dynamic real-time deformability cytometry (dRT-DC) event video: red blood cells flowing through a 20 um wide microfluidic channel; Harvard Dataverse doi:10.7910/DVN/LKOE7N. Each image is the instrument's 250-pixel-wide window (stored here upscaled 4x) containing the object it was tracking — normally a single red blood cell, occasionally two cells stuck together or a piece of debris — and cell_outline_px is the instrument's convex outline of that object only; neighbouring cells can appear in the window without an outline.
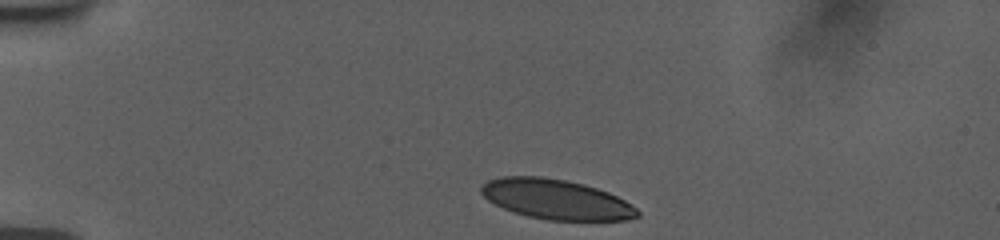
{"species": "human", "species_latin": "Homo sapiens", "temperature_condition": "room temperature", "stored_images_in_passage": 38, "camera_frame_rate_fps": 3000, "um_per_image_px": 0.085, "donor": {"sex": "female"}, "frame": {"image": 1, "passage_image": 1, "time_ms": 0.0, "image_size_px": [1000, 240], "cell_outline_px": [[640, 216], [628, 220], [548, 220], [528, 216], [504, 208], [488, 200], [480, 192], [480, 188], [488, 180], [500, 176], [540, 176], [564, 180], [584, 184], [608, 192], [624, 200], [636, 208], [640, 212]], "centroid_in_image_um": [47.28, 16.94], "position_along_channel_um": 37.7, "area_um2": 36.13}}
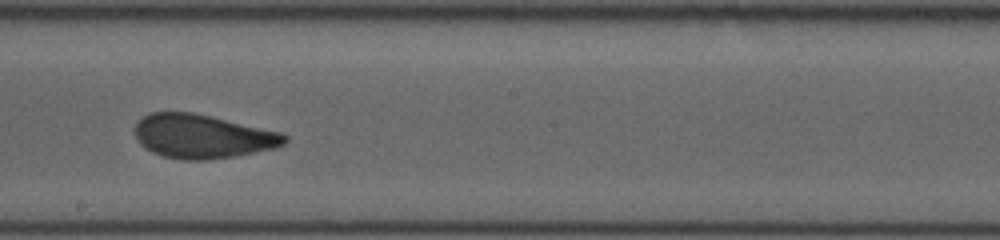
{"frame": {"image": 2, "passage_image": 21, "time_ms": 6.667, "image_size_px": [1000, 240], "cell_outline_px": [[288, 140], [284, 144], [276, 148], [236, 156], [208, 160], [184, 160], [160, 156], [144, 148], [136, 140], [136, 124], [148, 112], [192, 112], [280, 132], [288, 136]], "centroid_in_image_um": [17.2, 11.6], "position_along_channel_um": 231.0, "area_um2": 38.32}}
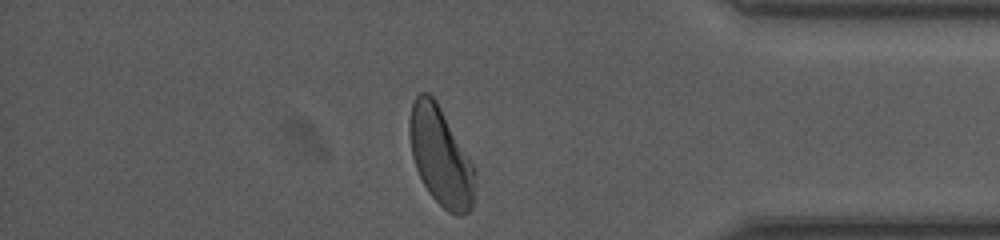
{"frame": {"image": 3, "passage_image": 36, "time_ms": 11.667, "image_size_px": [1000, 240], "cell_outline_px": [[476, 172], [472, 204], [468, 212], [464, 216], [456, 216], [448, 212], [428, 192], [416, 168], [412, 156], [408, 132], [408, 120], [412, 104], [416, 96], [420, 92], [428, 92], [436, 100], [476, 168]], "centroid_in_image_um": [37.45, 13.29], "position_along_channel_um": 397.8, "area_um2": 37.69}, "authors_computed_cell_mechanics": {"area_um2": 38.3214, "velocity_mm_per_s": 3.7542, "shape_relaxation_time_tau1_ms": 5.178, "shape_relaxation_time_tau2_ms": 0.9636, "deformation_change_tau1": 0.189, "deformation_change_tau2": 0.0811}}